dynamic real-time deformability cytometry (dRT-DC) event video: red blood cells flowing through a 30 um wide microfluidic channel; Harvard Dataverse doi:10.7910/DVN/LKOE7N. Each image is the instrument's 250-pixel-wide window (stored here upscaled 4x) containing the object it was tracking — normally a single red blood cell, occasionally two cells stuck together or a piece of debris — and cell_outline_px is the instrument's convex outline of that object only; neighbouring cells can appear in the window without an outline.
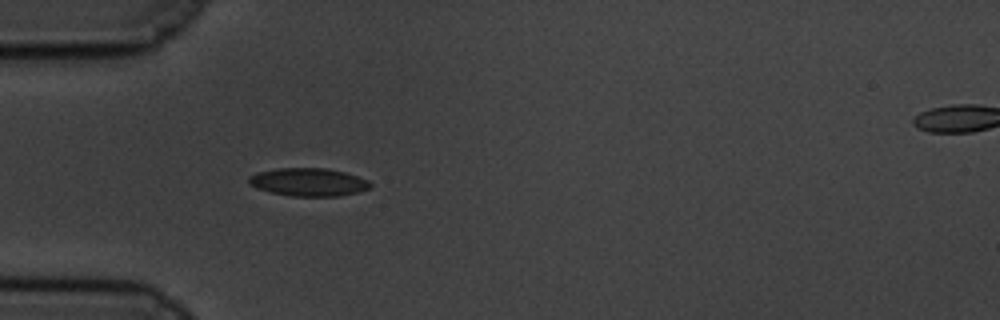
{"species": "common noctule bat (a hibernating species)", "species_latin": "Nyctalus noctula", "temperature_condition": "cold", "stored_images_in_passage": 42, "camera_frame_rate_fps": 3000, "um_per_image_px": 0.085, "animal": {"sex": "male", "body_mass_g": 19.5, "forearm_length_mm": 54.6}, "frame": {"image": 1, "passage_image": 1, "time_ms": 0.0, "image_size_px": [1000, 320], "cell_outline_px": [[372, 188], [340, 196], [292, 196], [268, 192], [256, 188], [248, 184], [248, 176], [256, 172], [276, 168], [324, 168], [344, 172], [368, 180], [372, 184]], "centroid_in_image_um": [26.17, 15.48], "position_along_channel_um": 58.8, "area_um2": 20.0}}
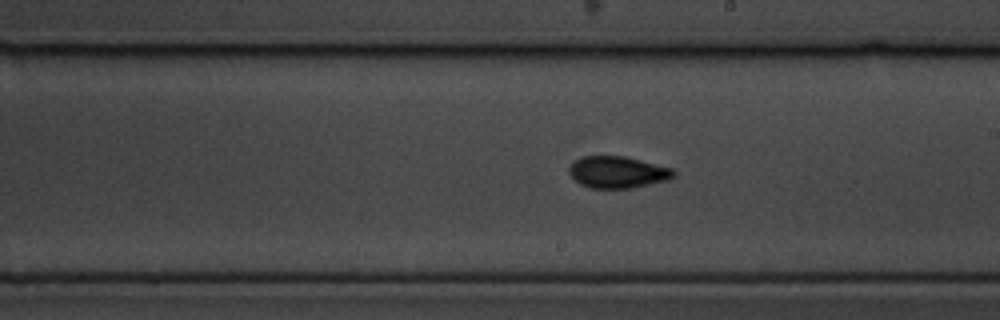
{"frame": {"image": 2, "passage_image": 17, "time_ms": 5.333, "image_size_px": [1000, 320], "cell_outline_px": [[676, 176], [668, 180], [632, 188], [588, 188], [580, 184], [568, 172], [568, 168], [580, 156], [624, 156], [672, 168], [676, 172]], "centroid_in_image_um": [52.51, 14.64], "position_along_channel_um": 236.5, "area_um2": 19.36}}
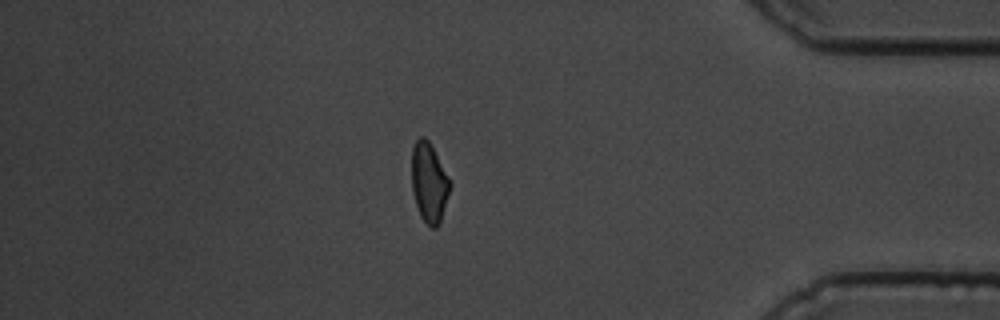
{"frame": {"image": 3, "passage_image": 34, "time_ms": 11.0, "image_size_px": [1000, 320], "cell_outline_px": [[452, 184], [440, 224], [436, 228], [432, 228], [420, 216], [412, 192], [412, 148], [416, 140], [420, 136], [424, 136], [428, 140]], "centroid_in_image_um": [36.47, 15.54], "position_along_channel_um": 398.7, "area_um2": 17.69}, "authors_computed_cell_mechanics": {"area_um2": 18.6983, "velocity_mm_per_s": 3.4232, "shape_relaxation_time_tau1_ms": 5.3312, "shape_relaxation_time_tau2_ms": 1.3391, "deformation_change_tau1": 0.1585, "deformation_change_tau2": 0.0784}}